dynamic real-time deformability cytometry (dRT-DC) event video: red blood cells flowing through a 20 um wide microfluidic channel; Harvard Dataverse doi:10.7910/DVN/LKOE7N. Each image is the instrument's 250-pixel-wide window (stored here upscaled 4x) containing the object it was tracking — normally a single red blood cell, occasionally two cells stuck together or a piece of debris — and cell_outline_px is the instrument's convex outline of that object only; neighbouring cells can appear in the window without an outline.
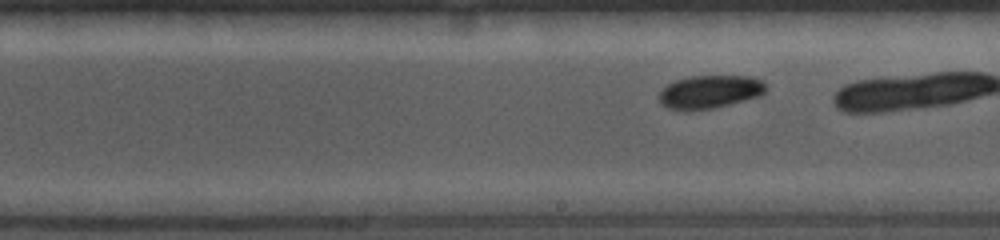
{"species": "common noctule bat (a hibernating species)", "species_latin": "Nyctalus noctula", "temperature_condition": "cold", "stored_images_in_passage": 19, "camera_frame_rate_fps": 5000, "um_per_image_px": 0.085, "animal": {"sex": "female", "body_mass_g": 19.0, "forearm_length_mm": 56.7}, "frame": {"image": 1, "passage_image": 11, "time_ms": 3.4, "image_size_px": [1000, 240], "cell_outline_px": [[768, 88], [760, 96], [712, 108], [688, 112], [684, 112], [668, 108], [660, 104], [660, 92], [668, 84], [676, 80], [692, 76], [752, 76], [764, 80]], "centroid_in_image_um": [60.35, 7.81], "position_along_channel_um": 228.7, "area_um2": 20.87}}